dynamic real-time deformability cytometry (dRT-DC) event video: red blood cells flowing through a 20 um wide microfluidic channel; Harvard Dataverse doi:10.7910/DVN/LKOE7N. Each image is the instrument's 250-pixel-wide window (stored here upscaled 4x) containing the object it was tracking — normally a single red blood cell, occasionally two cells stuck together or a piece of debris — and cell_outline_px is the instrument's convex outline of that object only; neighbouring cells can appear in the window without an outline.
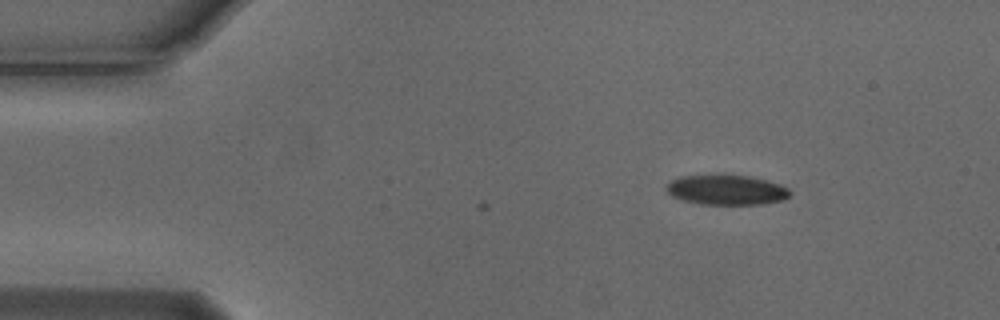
{"species": "Egyptian fruit bat (a non-hibernating species)", "species_latin": "Rousettus aegyptiacus", "temperature_condition": "cold", "stored_images_in_passage": 4, "camera_frame_rate_fps": 3000, "um_per_image_px": 0.085, "animal": {"sex": "male"}, "frame": {"image": 1, "passage_image": 1, "time_ms": 0.0, "image_size_px": [1000, 320], "cell_outline_px": [[792, 192], [784, 200], [764, 204], [700, 204], [680, 200], [672, 196], [664, 188], [672, 180], [680, 176], [712, 172], [724, 172], [748, 176], [780, 184], [788, 188]], "centroid_in_image_um": [61.7, 16.1], "position_along_channel_um": 23.3, "area_um2": 22.48}}